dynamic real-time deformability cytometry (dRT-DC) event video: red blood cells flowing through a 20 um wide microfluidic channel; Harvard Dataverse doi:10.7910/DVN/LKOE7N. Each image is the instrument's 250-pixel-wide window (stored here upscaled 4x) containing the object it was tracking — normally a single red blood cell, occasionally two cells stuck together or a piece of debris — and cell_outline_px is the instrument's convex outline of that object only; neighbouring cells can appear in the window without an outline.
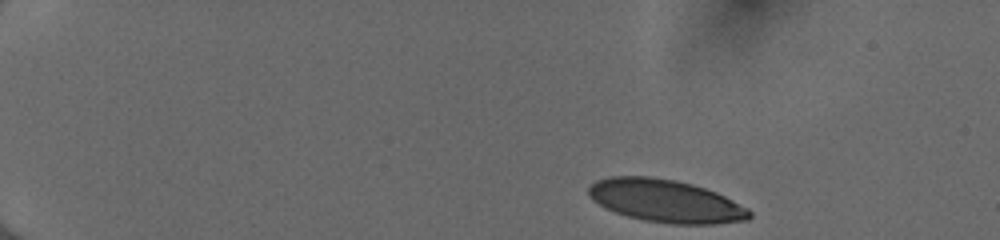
{"species": "human", "species_latin": "Homo sapiens", "temperature_condition": "cold", "stored_images_in_passage": 45, "camera_frame_rate_fps": 3000, "um_per_image_px": 0.085, "donor": {"sex": "female"}, "frame": {"image": 1, "passage_image": 1, "time_ms": 0.0, "image_size_px": [1000, 240], "cell_outline_px": [[752, 216], [748, 220], [716, 224], [672, 224], [644, 220], [628, 216], [604, 208], [592, 200], [588, 192], [588, 188], [596, 180], [608, 176], [652, 176], [676, 180], [692, 184], [716, 192], [748, 208], [752, 212]], "centroid_in_image_um": [56.58, 17.08], "position_along_channel_um": 28.4, "area_um2": 40.23}}
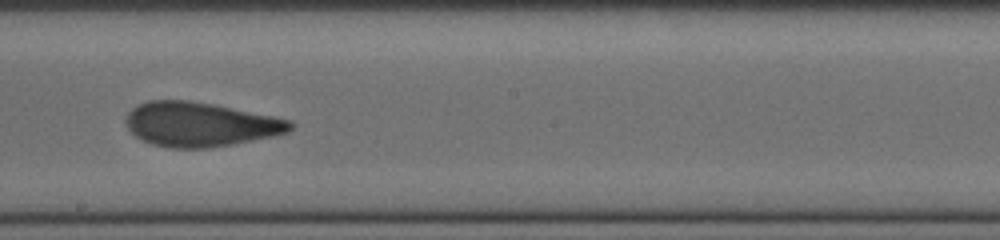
{"frame": {"image": 2, "passage_image": 25, "time_ms": 8.0, "image_size_px": [1000, 240], "cell_outline_px": [[296, 124], [288, 132], [276, 136], [232, 144], [208, 148], [172, 148], [152, 144], [136, 136], [128, 128], [124, 120], [128, 112], [132, 108], [148, 100], [188, 100], [212, 104], [292, 120]], "centroid_in_image_um": [17.03, 10.57], "position_along_channel_um": 231.2, "area_um2": 42.43}}
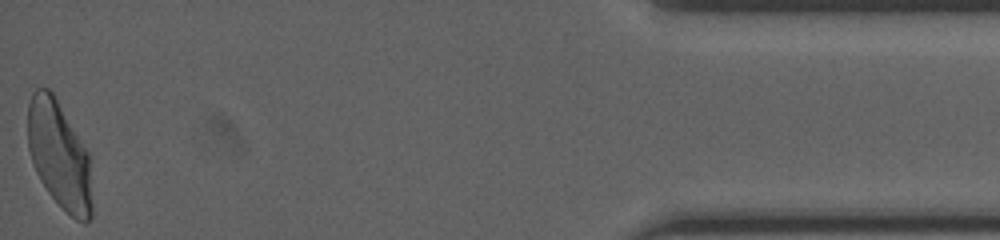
{"frame": {"image": 3, "passage_image": 45, "time_ms": 14.667, "image_size_px": [1000, 240], "cell_outline_px": [[92, 216], [84, 224], [76, 220], [48, 192], [40, 180], [36, 172], [28, 148], [28, 104], [32, 92], [36, 88], [48, 88], [52, 92], [88, 152], [92, 204]], "centroid_in_image_um": [5.02, 13.18], "position_along_channel_um": 430.2, "area_um2": 39.77}, "authors_computed_cell_mechanics": {"area_um2": 41.7316, "velocity_mm_per_s": 4.0065, "shape_relaxation_time_tau1_ms": null, "shape_relaxation_time_tau2_ms": 1.1075, "deformation_change_tau1": null, "deformation_change_tau2": 0.0786}}